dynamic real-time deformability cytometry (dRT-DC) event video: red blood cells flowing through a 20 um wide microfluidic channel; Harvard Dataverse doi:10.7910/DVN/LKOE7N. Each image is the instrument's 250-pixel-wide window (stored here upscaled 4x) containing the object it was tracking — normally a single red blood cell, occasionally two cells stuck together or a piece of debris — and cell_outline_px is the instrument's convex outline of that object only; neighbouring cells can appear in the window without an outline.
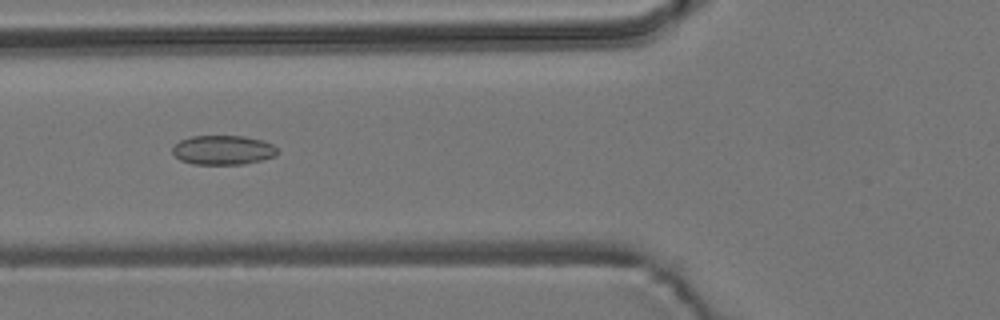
{"species": "common noctule bat (a hibernating species)", "species_latin": "Nyctalus noctula", "temperature_condition": "room temperature", "stored_images_in_passage": 6, "camera_frame_rate_fps": 3000, "um_per_image_px": 0.085, "animal": {"sex": "male", "body_mass_g": 19.2, "forearm_length_mm": 51.8}, "frame": {"image": 1, "passage_image": 6, "time_ms": 6.0, "image_size_px": [1000, 320], "cell_outline_px": [[280, 152], [276, 156], [244, 164], [192, 164], [180, 160], [172, 152], [172, 148], [180, 140], [192, 136], [244, 136], [264, 140], [272, 144]], "centroid_in_image_um": [18.98, 12.75], "position_along_channel_um": 106.8, "area_um2": 18.03}}